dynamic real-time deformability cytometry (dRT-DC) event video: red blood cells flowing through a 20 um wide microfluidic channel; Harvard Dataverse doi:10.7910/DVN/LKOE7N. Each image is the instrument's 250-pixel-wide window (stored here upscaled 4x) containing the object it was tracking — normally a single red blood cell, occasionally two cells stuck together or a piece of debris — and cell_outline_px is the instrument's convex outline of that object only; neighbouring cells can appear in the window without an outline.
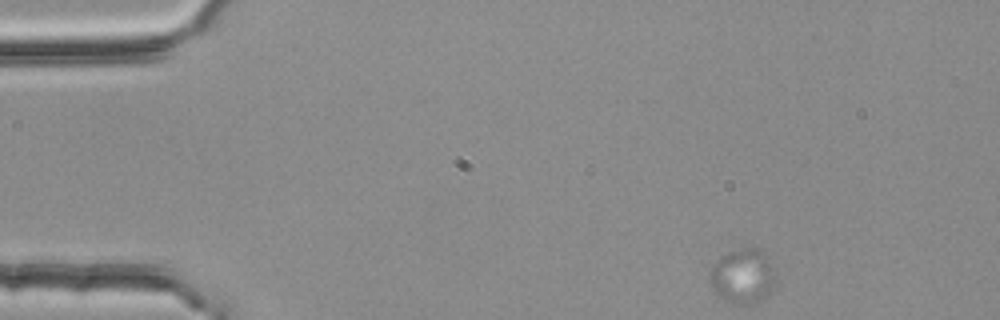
{"species": "common noctule bat (a hibernating species)", "species_latin": "Nyctalus noctula", "temperature_condition": "room temperature", "stored_images_in_passage": 49, "camera_frame_rate_fps": 3000, "um_per_image_px": 0.085, "animal": {"sex": "female", "body_mass_g": 25.1}, "frame": {"image": 1, "passage_image": 1, "time_ms": 0.0, "image_size_px": [1000, 320], "cell_outline_px": [[776, 288], [772, 292], [756, 304], [736, 304], [724, 300], [712, 288], [708, 276], [708, 272], [720, 256], [728, 252], [744, 248], [760, 248], [764, 252], [776, 272]], "centroid_in_image_um": [63.17, 23.49], "position_along_channel_um": 21.8, "area_um2": 21.5}}
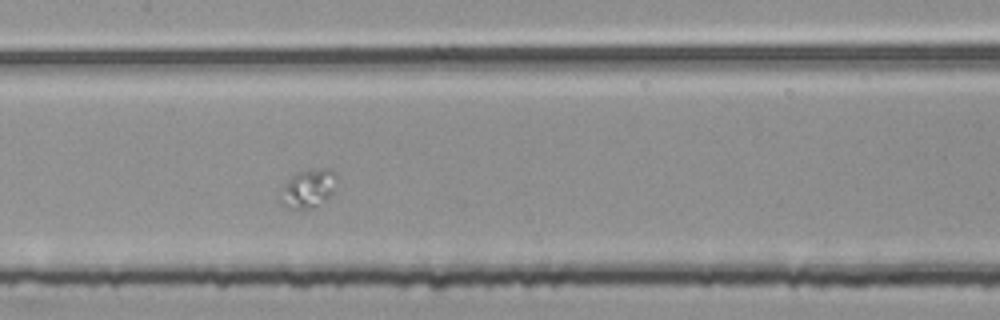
{"frame": {"image": 2, "passage_image": 22, "time_ms": 7.0, "image_size_px": [1000, 320], "cell_outline_px": [[336, 188], [324, 200], [312, 208], [288, 208], [280, 204], [276, 200], [276, 196], [280, 188], [296, 172], [328, 168], [336, 172]], "centroid_in_image_um": [26.12, 16.03], "position_along_channel_um": 181.3, "area_um2": 12.83}}
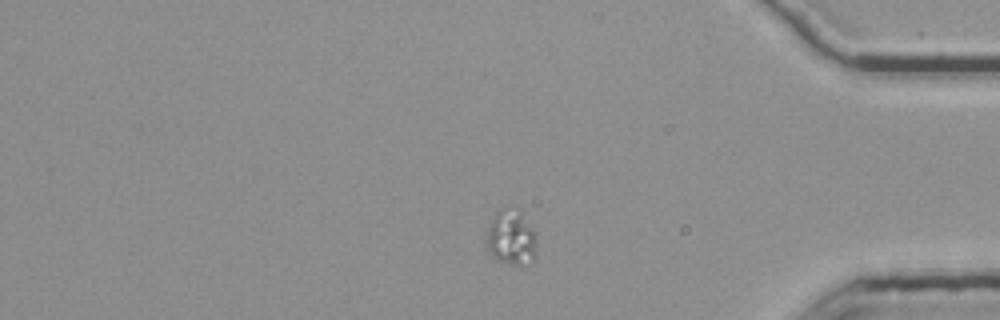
{"frame": {"image": 3, "passage_image": 42, "time_ms": 13.667, "image_size_px": [1000, 320], "cell_outline_px": [[536, 244], [532, 260], [520, 264], [516, 264], [500, 260], [492, 256], [488, 248], [488, 224], [496, 212], [500, 208], [520, 208], [536, 240]], "centroid_in_image_um": [43.43, 20.13], "position_along_channel_um": 391.8, "area_um2": 15.49}}